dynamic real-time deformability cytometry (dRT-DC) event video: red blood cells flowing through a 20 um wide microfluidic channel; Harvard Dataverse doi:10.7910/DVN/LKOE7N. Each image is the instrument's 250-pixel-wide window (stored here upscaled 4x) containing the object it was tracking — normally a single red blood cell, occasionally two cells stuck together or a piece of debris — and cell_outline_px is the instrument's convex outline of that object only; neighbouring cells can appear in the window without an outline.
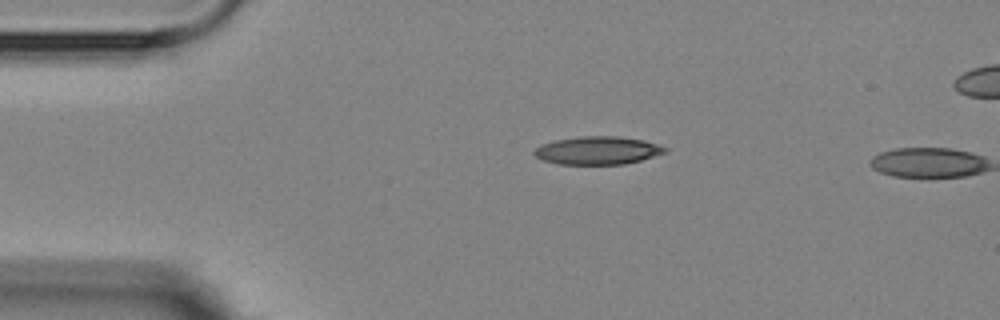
{"species": "Egyptian fruit bat (a non-hibernating species)", "species_latin": "Rousettus aegyptiacus", "temperature_condition": "room temperature", "stored_images_in_passage": 2, "camera_frame_rate_fps": 3000, "um_per_image_px": 0.085, "animal": {"sex": "female"}, "frame": {"image": 1, "passage_image": 1, "time_ms": 0.0, "image_size_px": [1000, 320], "cell_outline_px": [[668, 152], [640, 160], [624, 164], [556, 164], [544, 160], [536, 156], [532, 152], [540, 144], [556, 140], [580, 136], [616, 136], [644, 140], [660, 144], [668, 148]], "centroid_in_image_um": [50.83, 12.78], "position_along_channel_um": 34.2, "area_um2": 21.44}}